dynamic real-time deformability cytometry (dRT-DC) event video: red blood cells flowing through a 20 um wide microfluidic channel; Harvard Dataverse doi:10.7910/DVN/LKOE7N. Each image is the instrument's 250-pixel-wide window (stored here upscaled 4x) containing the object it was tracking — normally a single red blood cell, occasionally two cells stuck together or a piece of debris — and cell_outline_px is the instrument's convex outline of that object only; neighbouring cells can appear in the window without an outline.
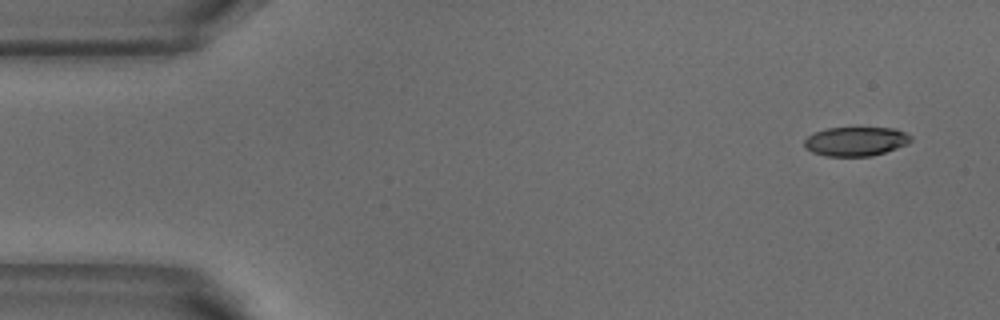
{"species": "common noctule bat (a hibernating species)", "species_latin": "Nyctalus noctula", "temperature_condition": "warm", "stored_images_in_passage": 4, "camera_frame_rate_fps": 3000, "um_per_image_px": 0.085, "animal": {"sex": "male", "body_mass_g": 18.8}, "frame": {"image": 1, "passage_image": 1, "time_ms": 0.0, "image_size_px": [1000, 320], "cell_outline_px": [[912, 140], [908, 144], [872, 156], [824, 156], [812, 152], [804, 144], [804, 140], [808, 136], [816, 132], [828, 128], [896, 128], [912, 136]], "centroid_in_image_um": [72.77, 12.02], "position_along_channel_um": 12.2, "area_um2": 17.98}}
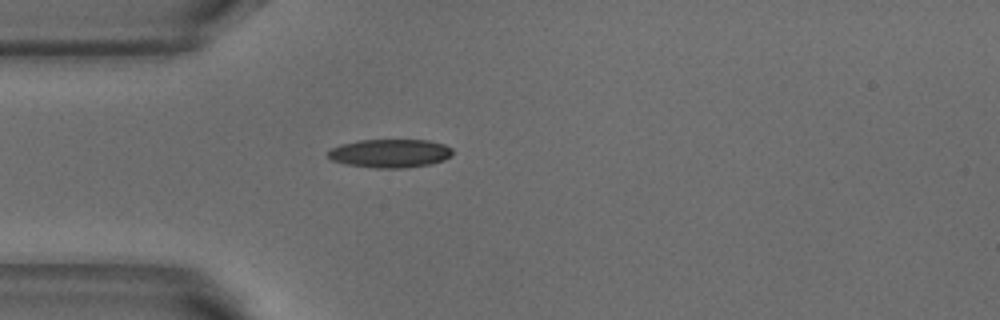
{"frame": {"image": 2, "passage_image": 4, "time_ms": 1.0, "image_size_px": [1000, 320], "cell_outline_px": [[452, 156], [444, 160], [432, 164], [404, 168], [376, 168], [344, 164], [332, 160], [328, 156], [328, 152], [332, 148], [340, 144], [360, 140], [428, 140], [444, 144], [452, 148]], "centroid_in_image_um": [33.18, 13.04], "position_along_channel_um": 51.8, "area_um2": 20.81}}